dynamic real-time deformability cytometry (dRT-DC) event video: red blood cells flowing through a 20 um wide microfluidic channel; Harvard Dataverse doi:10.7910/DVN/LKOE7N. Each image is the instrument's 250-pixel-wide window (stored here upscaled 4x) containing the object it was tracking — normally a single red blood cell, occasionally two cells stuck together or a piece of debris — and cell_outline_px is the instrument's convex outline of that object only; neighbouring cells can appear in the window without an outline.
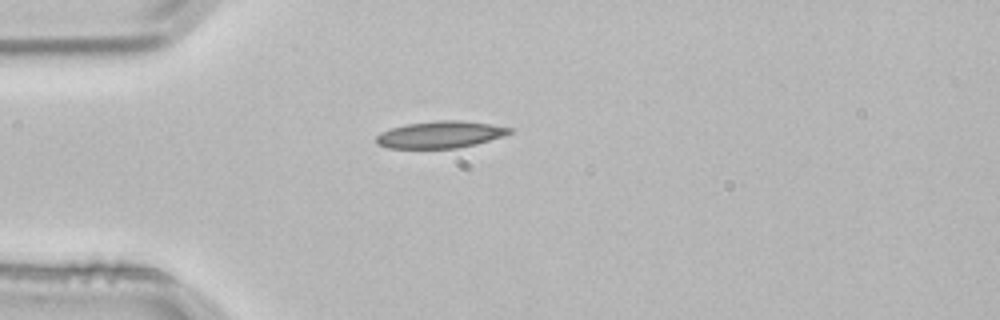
{"species": "common noctule bat (a hibernating species)", "species_latin": "Nyctalus noctula", "temperature_condition": "room temperature", "stored_images_in_passage": 1, "camera_frame_rate_fps": 3000, "um_per_image_px": 0.085, "animal": {"sex": "male", "body_mass_g": 21.5, "forearm_length_mm": 52.0}, "frame": {"image": 1, "passage_image": 1, "time_ms": 0.0, "image_size_px": [1000, 320], "cell_outline_px": [[512, 132], [504, 136], [476, 144], [456, 148], [388, 148], [376, 144], [376, 136], [380, 132], [404, 124], [436, 120], [460, 120], [488, 124], [512, 128]], "centroid_in_image_um": [37.4, 11.44], "position_along_channel_um": 47.6, "area_um2": 20.92}}